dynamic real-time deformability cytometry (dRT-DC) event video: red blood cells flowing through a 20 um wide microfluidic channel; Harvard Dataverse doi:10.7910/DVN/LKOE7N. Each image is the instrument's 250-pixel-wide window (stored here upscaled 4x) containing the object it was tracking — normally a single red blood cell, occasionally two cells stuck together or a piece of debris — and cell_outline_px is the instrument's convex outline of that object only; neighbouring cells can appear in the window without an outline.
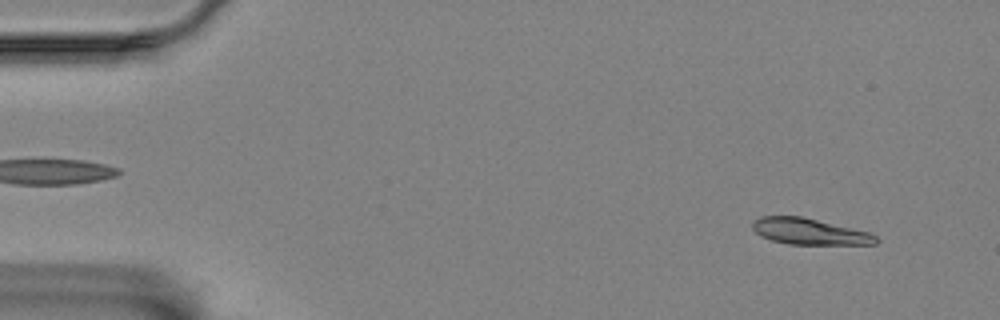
{"species": "Egyptian fruit bat (a non-hibernating species)", "species_latin": "Rousettus aegyptiacus", "temperature_condition": "room temperature", "stored_images_in_passage": 56, "camera_frame_rate_fps": 3000, "um_per_image_px": 0.085, "animal": {"sex": "female"}, "frame": {"image": 1, "passage_image": 4, "time_ms": 1.0, "image_size_px": [1000, 320], "cell_outline_px": [[880, 240], [876, 244], [788, 244], [772, 240], [760, 236], [752, 228], [752, 220], [760, 216], [800, 216], [868, 232], [876, 236]], "centroid_in_image_um": [68.76, 19.68], "position_along_channel_um": 16.2, "area_um2": 18.67}}
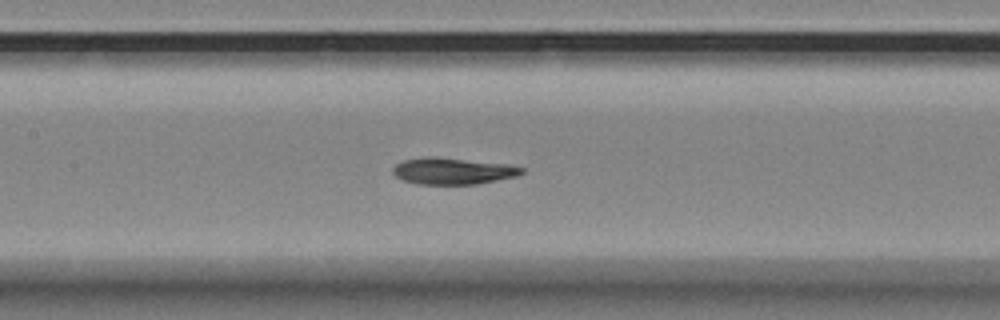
{"frame": {"image": 2, "passage_image": 26, "time_ms": 8.333, "image_size_px": [1000, 320], "cell_outline_px": [[524, 172], [516, 176], [476, 184], [416, 184], [404, 180], [396, 176], [392, 172], [392, 168], [396, 164], [404, 160], [428, 156], [432, 156], [508, 164], [524, 168]], "centroid_in_image_um": [38.47, 14.53], "position_along_channel_um": 168.9, "area_um2": 19.83}}
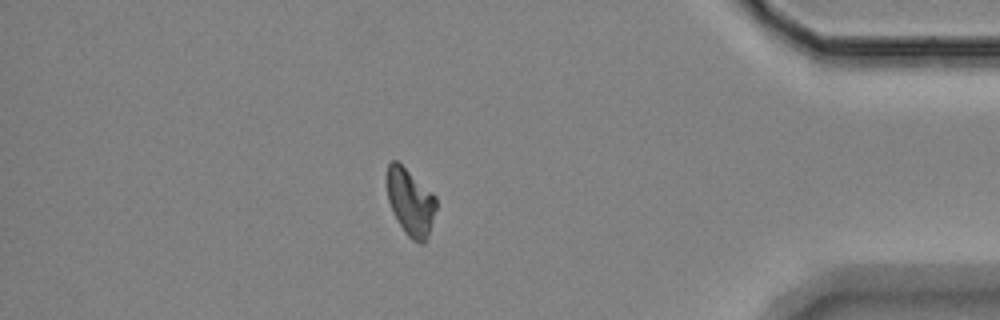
{"frame": {"image": 3, "passage_image": 49, "time_ms": 16.0, "image_size_px": [1000, 320], "cell_outline_px": [[436, 208], [424, 244], [420, 244], [412, 240], [404, 232], [392, 212], [388, 200], [388, 164], [392, 160], [396, 160], [432, 192], [436, 196]], "centroid_in_image_um": [34.88, 17.2], "position_along_channel_um": 400.3, "area_um2": 18.79}, "authors_computed_cell_mechanics": {"area_um2": 19.7676, "velocity_mm_per_s": 3.4781, "shape_relaxation_time_tau1_ms": 5.0339, "shape_relaxation_time_tau2_ms": 4.9399, "deformation_change_tau1": 0.155, "deformation_change_tau2": 0.0921}}